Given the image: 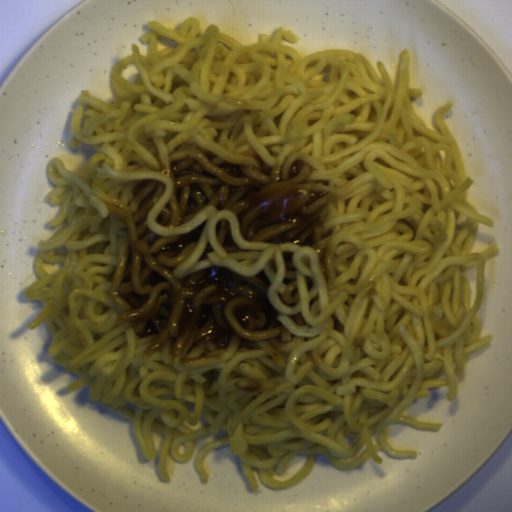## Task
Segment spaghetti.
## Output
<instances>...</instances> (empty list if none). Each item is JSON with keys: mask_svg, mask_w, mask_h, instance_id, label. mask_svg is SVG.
<instances>
[{"mask_svg": "<svg viewBox=\"0 0 512 512\" xmlns=\"http://www.w3.org/2000/svg\"><path fill=\"white\" fill-rule=\"evenodd\" d=\"M140 36L148 54L132 53L110 70L118 102L107 105L79 93L70 117V147L87 143L88 161L69 171L58 158L45 165L55 188L46 203L61 207L47 226L34 261L39 277L26 290L43 304L29 329L47 320L48 355L79 378L66 389L88 386L132 426L147 460L156 456L152 432L161 433L158 472L169 454L188 463L201 436H227L203 447L193 464L208 483L204 460L229 447L258 492L252 468L272 490L309 476L317 454L340 470L359 468L377 451L417 458L386 436L390 424L436 431L443 425L403 415L429 388L447 387L453 401L468 356L490 344L481 336V306L493 243L470 252L480 224L494 226L467 199V177L445 115H433L440 134L418 117L408 85L412 53L398 57L393 87L386 65L380 77L360 52L331 49L300 57L283 46L299 42L280 27L272 41L250 45L219 33L213 23L199 34L196 17L175 29L149 21ZM253 150L268 165L307 160L316 179L351 183L326 206L333 229L330 284L317 255L294 244L300 303L288 307L282 291V253L244 242L235 218L215 207L176 228L156 224L172 195L170 179L151 170L165 151L205 150L235 157ZM164 182L149 217L157 234H184L207 220L202 238L177 278L211 265L240 275L264 270L267 297L279 320L302 337L285 367L266 351L230 360L175 368L166 352L144 360L143 324L120 325L108 294L119 247L127 232L107 214L104 200H123L140 179ZM300 312L311 326L287 316Z\"/></svg>", "mask_w": 512, "mask_h": 512, "instance_id": "c7327b10", "label": "spaghetti"}]
</instances>
